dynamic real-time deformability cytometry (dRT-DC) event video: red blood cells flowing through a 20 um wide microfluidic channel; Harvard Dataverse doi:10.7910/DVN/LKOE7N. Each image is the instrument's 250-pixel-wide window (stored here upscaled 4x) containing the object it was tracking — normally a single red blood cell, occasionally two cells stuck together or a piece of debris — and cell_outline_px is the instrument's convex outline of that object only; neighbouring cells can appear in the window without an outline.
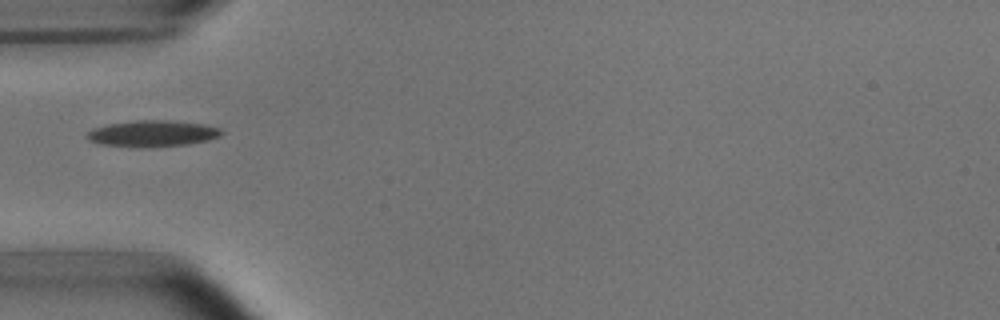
{"species": "common noctule bat (a hibernating species)", "species_latin": "Nyctalus noctula", "temperature_condition": "room temperature", "stored_images_in_passage": 1, "camera_frame_rate_fps": 3000, "um_per_image_px": 0.085, "animal": {"sex": "male", "body_mass_g": 15.6}, "frame": {"image": 1, "passage_image": 1, "time_ms": 0.0, "image_size_px": [1000, 320], "cell_outline_px": [[224, 132], [220, 136], [208, 140], [188, 144], [100, 144], [88, 140], [88, 132], [92, 128], [108, 124], [136, 120], [168, 120], [204, 124], [220, 128]], "centroid_in_image_um": [13.02, 11.28], "position_along_channel_um": 72.0, "area_um2": 19.42}}